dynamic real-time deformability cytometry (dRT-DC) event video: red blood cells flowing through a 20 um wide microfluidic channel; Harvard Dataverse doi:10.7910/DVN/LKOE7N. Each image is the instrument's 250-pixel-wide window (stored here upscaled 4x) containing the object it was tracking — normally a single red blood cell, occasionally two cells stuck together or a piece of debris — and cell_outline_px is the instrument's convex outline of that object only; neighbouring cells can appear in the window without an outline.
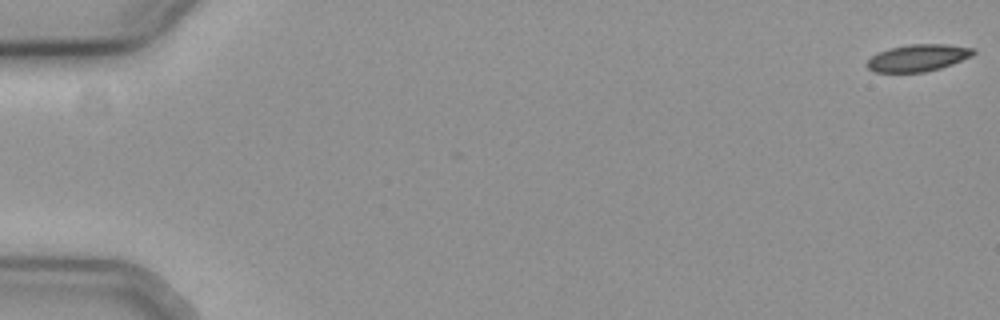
{"species": "common noctule bat (a hibernating species)", "species_latin": "Nyctalus noctula", "temperature_condition": "cold", "stored_images_in_passage": 4, "camera_frame_rate_fps": 3000, "um_per_image_px": 0.085, "animal": {"sex": "female", "body_mass_g": 19.3, "forearm_length_mm": 54.1}, "frame": {"image": 1, "passage_image": 1, "time_ms": 0.0, "image_size_px": [1000, 320], "cell_outline_px": [[976, 52], [972, 56], [952, 64], [940, 68], [924, 72], [876, 72], [868, 68], [864, 64], [872, 56], [888, 48], [908, 44], [948, 44], [976, 48]], "centroid_in_image_um": [78.05, 4.91], "position_along_channel_um": 7.0, "area_um2": 16.82}}